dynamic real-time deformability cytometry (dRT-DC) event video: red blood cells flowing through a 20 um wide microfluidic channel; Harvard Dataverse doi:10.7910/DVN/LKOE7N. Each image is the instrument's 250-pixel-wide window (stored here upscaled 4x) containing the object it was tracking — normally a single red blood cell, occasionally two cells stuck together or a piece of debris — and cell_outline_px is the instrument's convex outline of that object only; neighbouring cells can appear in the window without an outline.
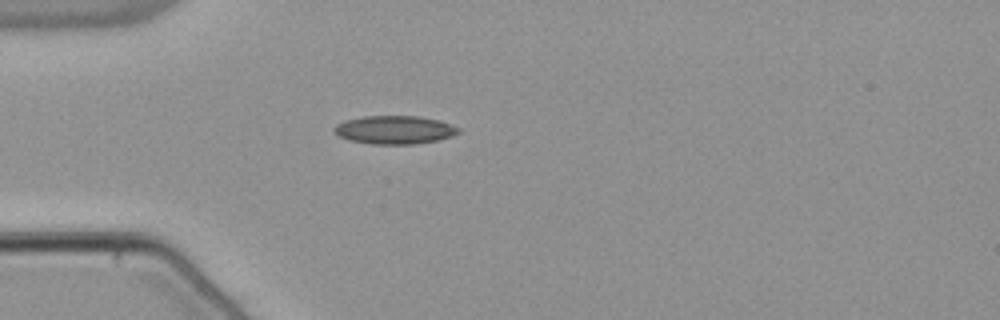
{"species": "common noctule bat (a hibernating species)", "species_latin": "Nyctalus noctula", "temperature_condition": "warm", "stored_images_in_passage": 39, "camera_frame_rate_fps": 3000, "um_per_image_px": 0.085, "animal": {"sex": "male", "body_mass_g": 21.5, "forearm_length_mm": 52.0}, "frame": {"image": 1, "passage_image": 1, "time_ms": 0.0, "image_size_px": [1000, 320], "cell_outline_px": [[460, 132], [452, 136], [436, 140], [416, 144], [372, 144], [348, 140], [340, 136], [332, 128], [336, 124], [344, 120], [364, 116], [416, 116], [436, 120], [460, 128]], "centroid_in_image_um": [33.5, 11.04], "position_along_channel_um": 51.5, "area_um2": 20.35}}
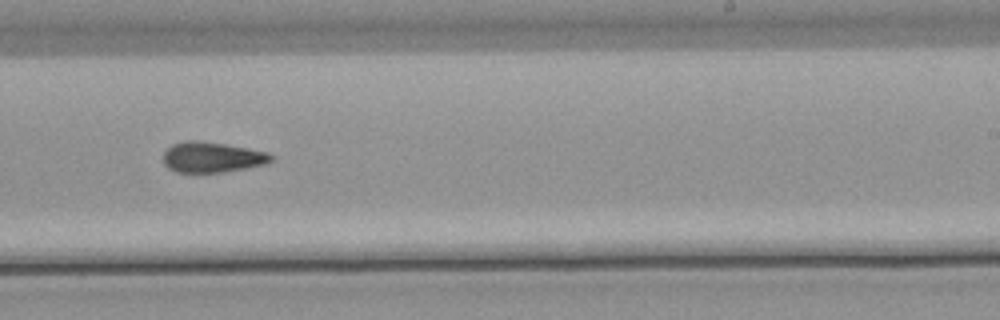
{"frame": {"image": 2, "passage_image": 19, "time_ms": 6.0, "image_size_px": [1000, 320], "cell_outline_px": [[276, 160], [264, 164], [224, 172], [176, 172], [168, 168], [164, 164], [164, 152], [172, 144], [184, 140], [200, 140], [248, 148], [268, 152], [276, 156]], "centroid_in_image_um": [18.05, 13.35], "position_along_channel_um": 270.9, "area_um2": 19.31}}
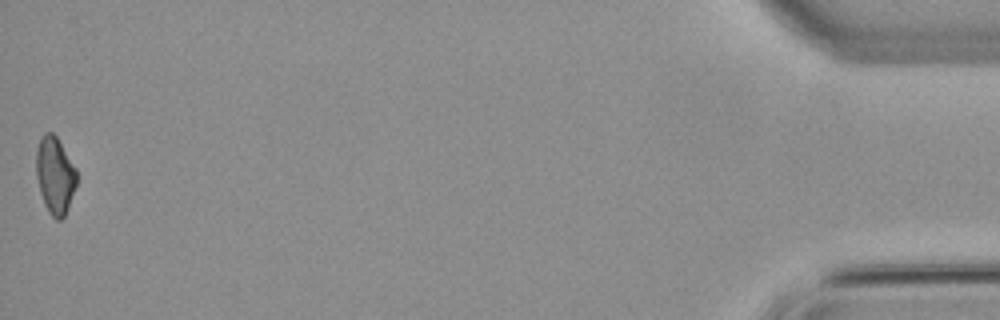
{"frame": {"image": 3, "passage_image": 39, "time_ms": 12.667, "image_size_px": [1000, 320], "cell_outline_px": [[76, 184], [68, 208], [64, 216], [60, 220], [56, 220], [48, 212], [44, 204], [40, 192], [36, 176], [36, 152], [40, 136], [44, 132], [52, 132], [56, 136], [76, 168]], "centroid_in_image_um": [4.65, 14.89], "position_along_channel_um": 430.5, "area_um2": 18.15}, "authors_computed_cell_mechanics": {"area_um2": 19.074, "velocity_mm_per_s": 3.8563, "shape_relaxation_time_tau1_ms": null, "shape_relaxation_time_tau2_ms": 5.5089, "deformation_change_tau1": null, "deformation_change_tau2": 0.1573}}